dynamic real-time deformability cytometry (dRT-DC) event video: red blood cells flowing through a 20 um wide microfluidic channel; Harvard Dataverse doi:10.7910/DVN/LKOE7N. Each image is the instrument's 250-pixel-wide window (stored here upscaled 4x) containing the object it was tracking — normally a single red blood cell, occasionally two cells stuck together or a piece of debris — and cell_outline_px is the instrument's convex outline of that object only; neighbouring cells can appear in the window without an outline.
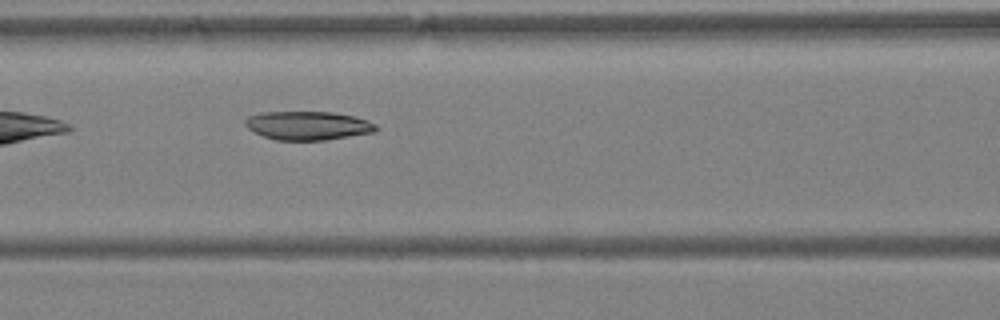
{"species": "Egyptian fruit bat (a non-hibernating species)", "species_latin": "Rousettus aegyptiacus", "temperature_condition": "warm", "stored_images_in_passage": 28, "camera_frame_rate_fps": 3000, "um_per_image_px": 0.085, "animal": {"sex": "female"}, "frame": {"image": 1, "passage_image": 6, "time_ms": 1.667, "image_size_px": [1000, 320], "cell_outline_px": [[376, 132], [324, 140], [276, 140], [264, 136], [248, 128], [244, 124], [244, 120], [248, 116], [264, 112], [332, 112], [352, 116], [368, 120], [376, 124]], "centroid_in_image_um": [26.17, 10.67], "position_along_channel_um": 140.4, "area_um2": 21.73}}
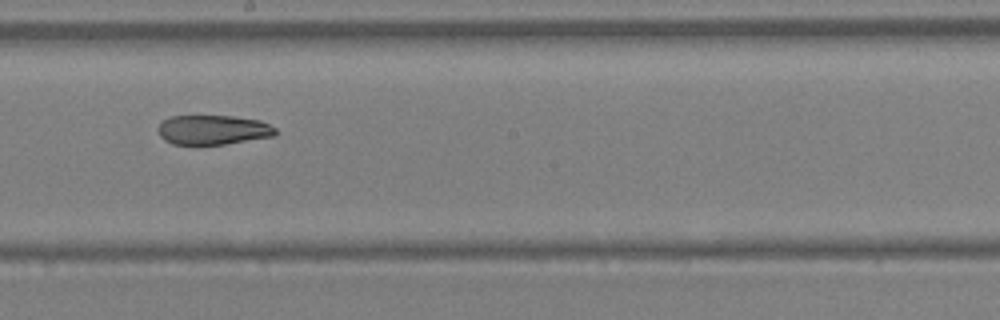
{"frame": {"image": 2, "passage_image": 12, "time_ms": 3.667, "image_size_px": [1000, 320], "cell_outline_px": [[276, 136], [224, 144], [172, 144], [164, 140], [160, 136], [156, 128], [164, 120], [172, 116], [232, 116], [260, 120], [276, 128]], "centroid_in_image_um": [18.11, 11.04], "position_along_channel_um": 230.1, "area_um2": 20.23}}
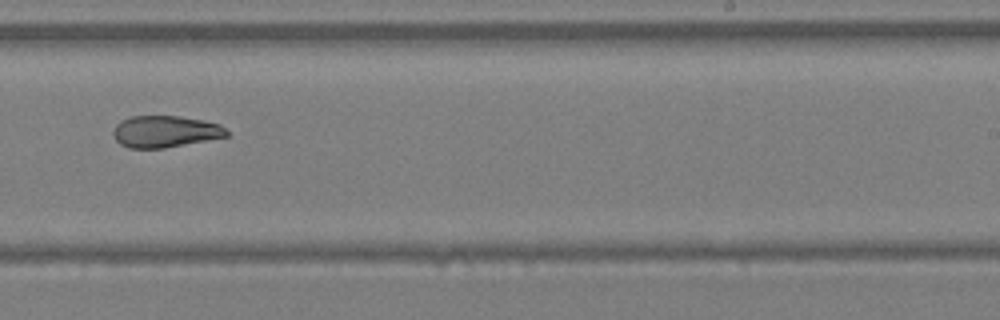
{"frame": {"image": 3, "passage_image": 15, "time_ms": 4.667, "image_size_px": [1000, 320], "cell_outline_px": [[228, 136], [164, 148], [128, 148], [120, 144], [116, 140], [112, 132], [116, 124], [120, 120], [132, 116], [180, 116], [204, 120], [220, 124], [228, 132]], "centroid_in_image_um": [14.01, 11.17], "position_along_channel_um": 275.0, "area_um2": 20.98}, "authors_computed_cell_mechanics": {"area_um2": 21.9929, "velocity_mm_per_s": 4.4995, "shape_relaxation_time_tau1_ms": null, "shape_relaxation_time_tau2_ms": 7.2204, "deformation_change_tau1": null, "deformation_change_tau2": 0.1524}}